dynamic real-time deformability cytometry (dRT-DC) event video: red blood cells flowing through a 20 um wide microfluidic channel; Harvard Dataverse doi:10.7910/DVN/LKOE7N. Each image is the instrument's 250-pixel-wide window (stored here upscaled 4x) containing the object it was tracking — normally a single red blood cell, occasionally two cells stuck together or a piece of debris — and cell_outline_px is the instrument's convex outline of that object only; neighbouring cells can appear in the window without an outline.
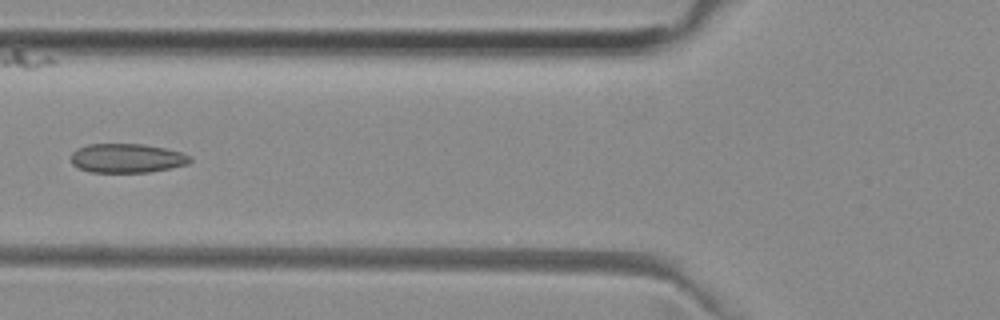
{"species": "common noctule bat (a hibernating species)", "species_latin": "Nyctalus noctula", "temperature_condition": "room temperature", "stored_images_in_passage": 8, "camera_frame_rate_fps": 3000, "um_per_image_px": 0.085, "animal": {"sex": "female", "body_mass_g": 29.2, "forearm_length_mm": 56.3}, "frame": {"image": 1, "passage_image": 6, "time_ms": 1.667, "image_size_px": [1000, 320], "cell_outline_px": [[192, 160], [188, 164], [148, 172], [88, 172], [72, 164], [72, 152], [88, 144], [144, 144], [164, 148], [180, 152], [192, 156]], "centroid_in_image_um": [10.8, 13.44], "position_along_channel_um": 115.0, "area_um2": 20.06}}
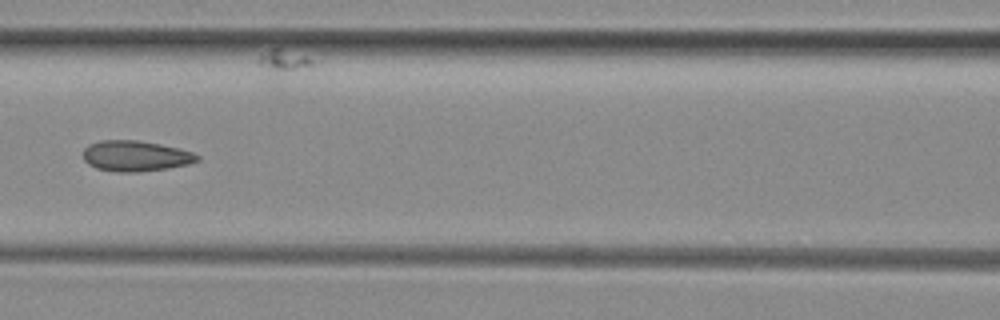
{"frame": {"image": 2, "passage_image": 7, "time_ms": 2.0, "image_size_px": [1000, 320], "cell_outline_px": [[200, 160], [188, 164], [140, 172], [116, 172], [96, 168], [88, 164], [84, 160], [84, 148], [88, 144], [100, 140], [140, 140], [180, 148], [192, 152], [200, 156]], "centroid_in_image_um": [11.51, 13.25], "position_along_channel_um": 155.1, "area_um2": 20.46}}